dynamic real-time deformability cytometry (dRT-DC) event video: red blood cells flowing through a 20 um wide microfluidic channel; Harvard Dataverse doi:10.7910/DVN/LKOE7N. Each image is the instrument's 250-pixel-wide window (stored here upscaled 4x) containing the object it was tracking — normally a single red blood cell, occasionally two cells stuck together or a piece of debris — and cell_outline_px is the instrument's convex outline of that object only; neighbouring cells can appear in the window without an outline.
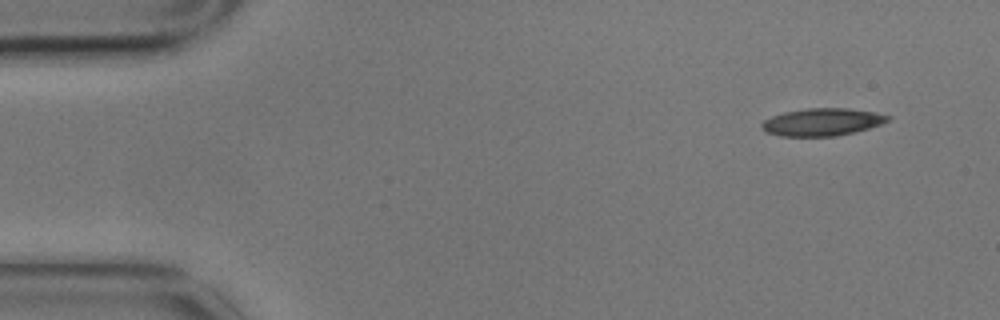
{"species": "common noctule bat (a hibernating species)", "species_latin": "Nyctalus noctula", "temperature_condition": "cold", "stored_images_in_passage": 3, "camera_frame_rate_fps": 3000, "um_per_image_px": 0.085, "animal": {"sex": "male", "body_mass_g": 17.9}, "frame": {"image": 1, "passage_image": 1, "time_ms": 0.0, "image_size_px": [1000, 320], "cell_outline_px": [[892, 116], [888, 120], [880, 124], [868, 128], [836, 136], [780, 136], [764, 132], [760, 128], [760, 124], [764, 120], [772, 116], [784, 112], [808, 108], [848, 108], [876, 112]], "centroid_in_image_um": [69.84, 10.37], "position_along_channel_um": 15.2, "area_um2": 20.23}}